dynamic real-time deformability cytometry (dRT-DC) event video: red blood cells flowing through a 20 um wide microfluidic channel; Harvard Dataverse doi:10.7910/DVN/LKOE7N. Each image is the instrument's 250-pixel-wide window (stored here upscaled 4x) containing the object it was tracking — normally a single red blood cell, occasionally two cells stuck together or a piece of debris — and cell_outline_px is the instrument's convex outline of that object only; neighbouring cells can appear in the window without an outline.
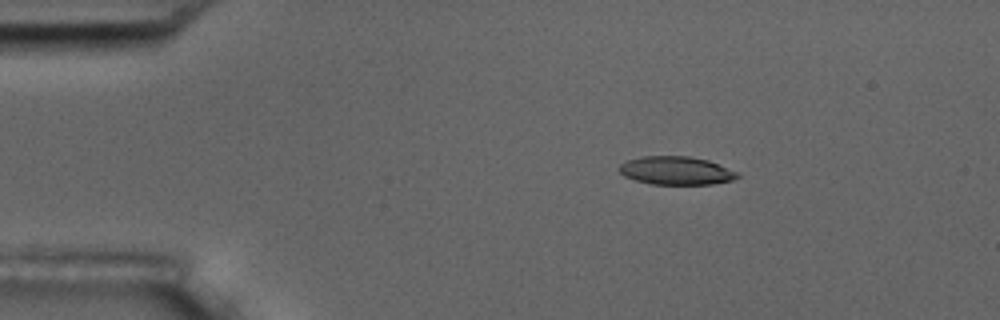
{"species": "common noctule bat (a hibernating species)", "species_latin": "Nyctalus noctula", "temperature_condition": "room temperature", "stored_images_in_passage": 3, "camera_frame_rate_fps": 3000, "um_per_image_px": 0.085, "animal": {"sex": "male", "body_mass_g": 17.5, "forearm_length_mm": 52.3}, "frame": {"image": 1, "passage_image": 1, "time_ms": 0.0, "image_size_px": [1000, 320], "cell_outline_px": [[740, 176], [732, 180], [712, 184], [652, 184], [636, 180], [624, 176], [616, 168], [620, 164], [628, 160], [640, 156], [688, 156], [708, 160], [736, 172]], "centroid_in_image_um": [57.42, 14.5], "position_along_channel_um": 27.6, "area_um2": 19.36}}